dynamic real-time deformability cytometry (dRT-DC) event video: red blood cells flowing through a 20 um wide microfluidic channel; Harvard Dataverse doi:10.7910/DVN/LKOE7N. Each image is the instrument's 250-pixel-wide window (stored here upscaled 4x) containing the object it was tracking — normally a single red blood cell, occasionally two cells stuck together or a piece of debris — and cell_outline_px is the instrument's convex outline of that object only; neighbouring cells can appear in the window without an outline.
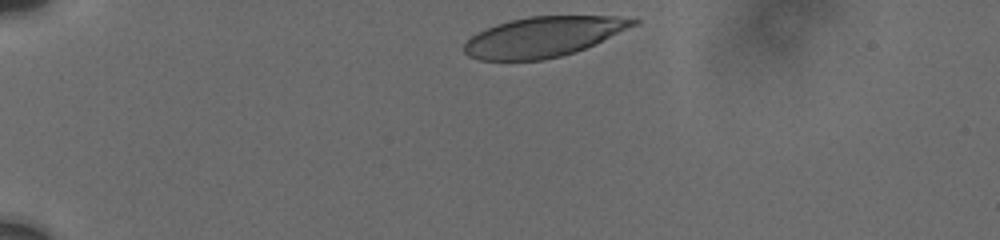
{"species": "human", "species_latin": "Homo sapiens", "temperature_condition": "cold", "stored_images_in_passage": 23, "camera_frame_rate_fps": 3000, "um_per_image_px": 0.085, "donor": {"sex": "male"}, "frame": {"image": 1, "passage_image": 1, "time_ms": 0.0, "image_size_px": [1000, 240], "cell_outline_px": [[640, 24], [576, 52], [544, 60], [480, 60], [468, 56], [464, 52], [464, 44], [476, 32], [484, 28], [496, 24], [528, 16], [616, 16], [640, 20]], "centroid_in_image_um": [46.2, 3.12], "position_along_channel_um": 38.8, "area_um2": 39.65}}
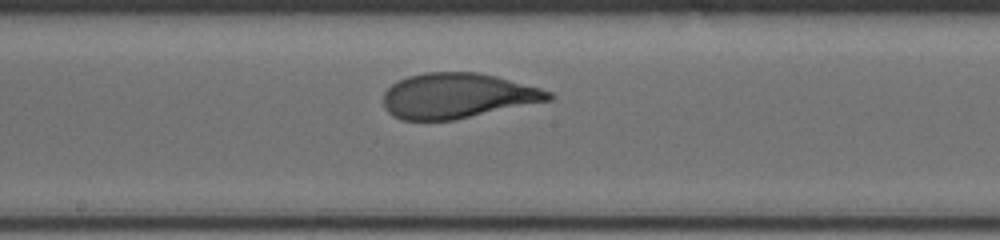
{"frame": {"image": 2, "passage_image": 13, "time_ms": 6.333, "image_size_px": [1000, 240], "cell_outline_px": [[556, 96], [552, 100], [452, 120], [400, 120], [392, 116], [384, 108], [384, 92], [392, 84], [408, 76], [424, 72], [476, 72], [496, 76], [540, 88], [552, 92]], "centroid_in_image_um": [38.88, 8.14], "position_along_channel_um": 209.3, "area_um2": 43.47}}
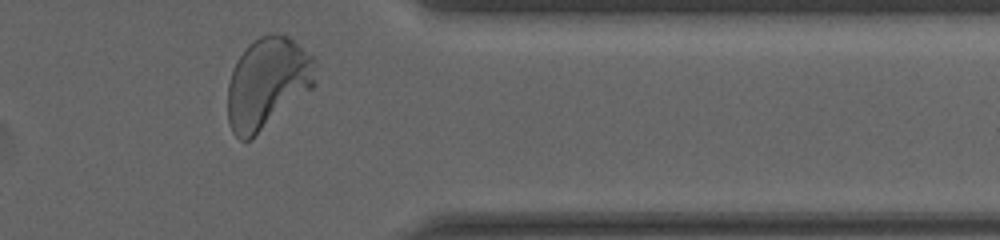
{"frame": {"image": 3, "passage_image": 23, "time_ms": 11.333, "image_size_px": [1000, 240], "cell_outline_px": [[316, 84], [312, 88], [252, 140], [240, 140], [232, 132], [228, 120], [228, 84], [232, 72], [240, 56], [248, 44], [260, 36], [272, 32], [276, 32], [288, 36], [312, 56], [316, 60]], "centroid_in_image_um": [22.74, 7.07], "position_along_channel_um": 388.7, "area_um2": 46.76}, "authors_computed_cell_mechanics": {"area_um2": 43.8702, "velocity_mm_per_s": 3.7108, "shape_relaxation_time_tau1_ms": 3.7523, "shape_relaxation_time_tau2_ms": null, "deformation_change_tau1": 0.1801, "deformation_change_tau2": null}}